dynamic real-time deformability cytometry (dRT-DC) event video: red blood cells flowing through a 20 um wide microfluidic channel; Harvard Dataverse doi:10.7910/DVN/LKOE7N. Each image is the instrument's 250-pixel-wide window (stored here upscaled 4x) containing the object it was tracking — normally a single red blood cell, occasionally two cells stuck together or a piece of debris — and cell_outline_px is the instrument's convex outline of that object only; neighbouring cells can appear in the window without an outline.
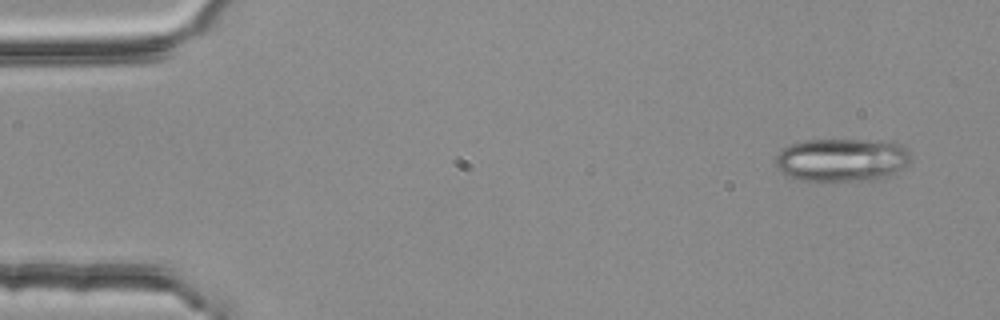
{"species": "common noctule bat (a hibernating species)", "species_latin": "Nyctalus noctula", "temperature_condition": "room temperature", "stored_images_in_passage": 2, "camera_frame_rate_fps": 3000, "um_per_image_px": 0.085, "animal": {"sex": "female", "body_mass_g": 25.1}, "frame": {"image": 1, "passage_image": 1, "time_ms": 0.0, "image_size_px": [1000, 320], "cell_outline_px": [[912, 156], [900, 168], [884, 180], [800, 180], [788, 176], [780, 172], [776, 168], [776, 156], [780, 148], [804, 140], [868, 140], [900, 144]], "centroid_in_image_um": [71.49, 13.59], "position_along_channel_um": 13.5, "area_um2": 33.87}}